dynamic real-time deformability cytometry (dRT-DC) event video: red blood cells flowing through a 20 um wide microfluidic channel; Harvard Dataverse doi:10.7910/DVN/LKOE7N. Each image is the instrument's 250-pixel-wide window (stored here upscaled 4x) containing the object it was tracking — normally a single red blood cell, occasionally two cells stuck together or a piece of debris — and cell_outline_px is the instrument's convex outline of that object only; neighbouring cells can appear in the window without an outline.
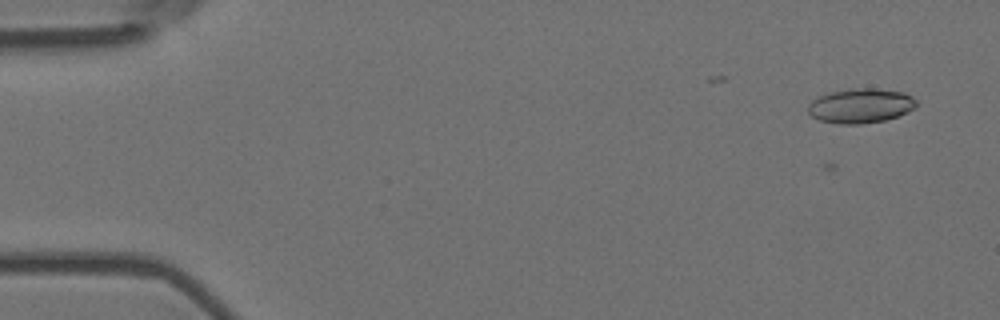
{"species": "Egyptian fruit bat (a non-hibernating species)", "species_latin": "Rousettus aegyptiacus", "temperature_condition": "room temperature", "stored_images_in_passage": 5, "camera_frame_rate_fps": 3000, "um_per_image_px": 0.085, "animal": {"sex": "female"}, "frame": {"image": 1, "passage_image": 2, "time_ms": 0.333, "image_size_px": [1000, 320], "cell_outline_px": [[916, 108], [896, 116], [884, 120], [860, 124], [836, 124], [820, 120], [812, 116], [808, 112], [808, 104], [816, 96], [828, 92], [848, 88], [876, 88], [904, 92], [912, 96], [916, 100]], "centroid_in_image_um": [73.12, 8.97], "position_along_channel_um": 11.9, "area_um2": 22.08}}